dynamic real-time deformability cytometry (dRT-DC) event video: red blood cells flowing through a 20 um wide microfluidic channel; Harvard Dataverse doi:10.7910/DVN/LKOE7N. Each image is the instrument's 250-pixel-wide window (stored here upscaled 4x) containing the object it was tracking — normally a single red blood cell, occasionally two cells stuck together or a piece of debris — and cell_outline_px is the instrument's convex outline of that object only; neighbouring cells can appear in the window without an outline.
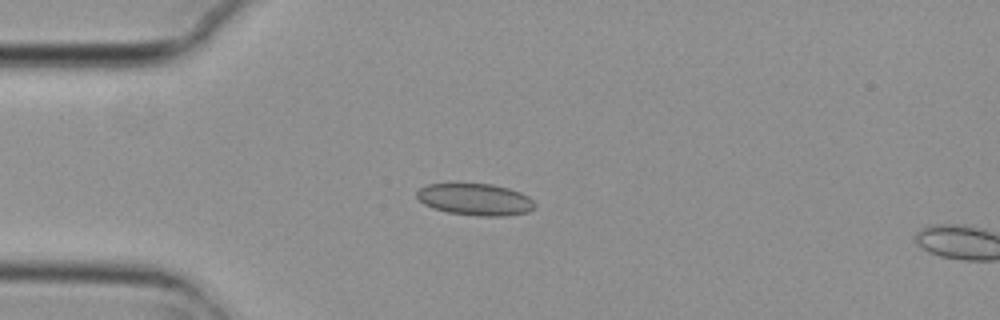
{"species": "common noctule bat (a hibernating species)", "species_latin": "Nyctalus noctula", "temperature_condition": "cold", "stored_images_in_passage": 4, "camera_frame_rate_fps": 3000, "um_per_image_px": 0.085, "animal": {"sex": "female", "body_mass_g": 29.2, "forearm_length_mm": 56.3}, "frame": {"image": 1, "passage_image": 3, "time_ms": 0.667, "image_size_px": [1000, 320], "cell_outline_px": [[536, 204], [528, 212], [504, 216], [476, 216], [448, 212], [432, 208], [424, 204], [416, 196], [416, 192], [420, 188], [428, 184], [492, 184], [508, 188], [520, 192], [528, 196]], "centroid_in_image_um": [40.39, 16.96], "position_along_channel_um": 44.6, "area_um2": 21.79}}